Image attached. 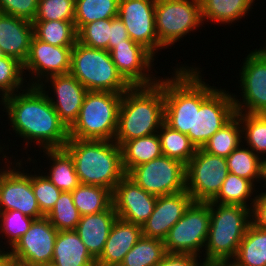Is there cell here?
<instances>
[{
  "instance_id": "obj_4",
  "label": "cell",
  "mask_w": 266,
  "mask_h": 266,
  "mask_svg": "<svg viewBox=\"0 0 266 266\" xmlns=\"http://www.w3.org/2000/svg\"><path fill=\"white\" fill-rule=\"evenodd\" d=\"M164 123V91L157 83L134 86L123 93L114 141H126L158 133Z\"/></svg>"
},
{
  "instance_id": "obj_7",
  "label": "cell",
  "mask_w": 266,
  "mask_h": 266,
  "mask_svg": "<svg viewBox=\"0 0 266 266\" xmlns=\"http://www.w3.org/2000/svg\"><path fill=\"white\" fill-rule=\"evenodd\" d=\"M70 73L88 91L124 93L132 87L118 72L109 51L78 41L71 51Z\"/></svg>"
},
{
  "instance_id": "obj_48",
  "label": "cell",
  "mask_w": 266,
  "mask_h": 266,
  "mask_svg": "<svg viewBox=\"0 0 266 266\" xmlns=\"http://www.w3.org/2000/svg\"><path fill=\"white\" fill-rule=\"evenodd\" d=\"M129 39L127 29L122 20L118 16L112 18L108 51L110 52L116 45L125 44V41Z\"/></svg>"
},
{
  "instance_id": "obj_41",
  "label": "cell",
  "mask_w": 266,
  "mask_h": 266,
  "mask_svg": "<svg viewBox=\"0 0 266 266\" xmlns=\"http://www.w3.org/2000/svg\"><path fill=\"white\" fill-rule=\"evenodd\" d=\"M81 215L74 205L71 192L62 191L46 218L58 230H75Z\"/></svg>"
},
{
  "instance_id": "obj_39",
  "label": "cell",
  "mask_w": 266,
  "mask_h": 266,
  "mask_svg": "<svg viewBox=\"0 0 266 266\" xmlns=\"http://www.w3.org/2000/svg\"><path fill=\"white\" fill-rule=\"evenodd\" d=\"M34 220L16 210L0 212V249L10 250Z\"/></svg>"
},
{
  "instance_id": "obj_42",
  "label": "cell",
  "mask_w": 266,
  "mask_h": 266,
  "mask_svg": "<svg viewBox=\"0 0 266 266\" xmlns=\"http://www.w3.org/2000/svg\"><path fill=\"white\" fill-rule=\"evenodd\" d=\"M32 167V188L41 213L46 217L55 206L61 190L56 188L43 173L31 163ZM35 167V168H34ZM34 172V173H33Z\"/></svg>"
},
{
  "instance_id": "obj_56",
  "label": "cell",
  "mask_w": 266,
  "mask_h": 266,
  "mask_svg": "<svg viewBox=\"0 0 266 266\" xmlns=\"http://www.w3.org/2000/svg\"><path fill=\"white\" fill-rule=\"evenodd\" d=\"M2 56H4V55H3V53L0 51V58H1Z\"/></svg>"
},
{
  "instance_id": "obj_28",
  "label": "cell",
  "mask_w": 266,
  "mask_h": 266,
  "mask_svg": "<svg viewBox=\"0 0 266 266\" xmlns=\"http://www.w3.org/2000/svg\"><path fill=\"white\" fill-rule=\"evenodd\" d=\"M232 266H266V229L252 222L238 247Z\"/></svg>"
},
{
  "instance_id": "obj_24",
  "label": "cell",
  "mask_w": 266,
  "mask_h": 266,
  "mask_svg": "<svg viewBox=\"0 0 266 266\" xmlns=\"http://www.w3.org/2000/svg\"><path fill=\"white\" fill-rule=\"evenodd\" d=\"M142 237V226L117 217L114 221L103 252L96 260V266L121 265L126 254Z\"/></svg>"
},
{
  "instance_id": "obj_52",
  "label": "cell",
  "mask_w": 266,
  "mask_h": 266,
  "mask_svg": "<svg viewBox=\"0 0 266 266\" xmlns=\"http://www.w3.org/2000/svg\"><path fill=\"white\" fill-rule=\"evenodd\" d=\"M204 266H222V263L205 264Z\"/></svg>"
},
{
  "instance_id": "obj_47",
  "label": "cell",
  "mask_w": 266,
  "mask_h": 266,
  "mask_svg": "<svg viewBox=\"0 0 266 266\" xmlns=\"http://www.w3.org/2000/svg\"><path fill=\"white\" fill-rule=\"evenodd\" d=\"M252 223L262 229H266V191H258L251 209Z\"/></svg>"
},
{
  "instance_id": "obj_22",
  "label": "cell",
  "mask_w": 266,
  "mask_h": 266,
  "mask_svg": "<svg viewBox=\"0 0 266 266\" xmlns=\"http://www.w3.org/2000/svg\"><path fill=\"white\" fill-rule=\"evenodd\" d=\"M43 153L41 158H46L44 160V164H48L47 167L38 166V163H41L42 160L39 158L37 160L30 156L28 160L35 164L37 168L43 173V175L49 179L53 185L61 191L72 192L75 190L79 185L78 175L75 171V166L71 155L64 149V148H54V149H43V150H36ZM37 164V165H36ZM45 168L44 170L41 168ZM46 171V172H45Z\"/></svg>"
},
{
  "instance_id": "obj_6",
  "label": "cell",
  "mask_w": 266,
  "mask_h": 266,
  "mask_svg": "<svg viewBox=\"0 0 266 266\" xmlns=\"http://www.w3.org/2000/svg\"><path fill=\"white\" fill-rule=\"evenodd\" d=\"M123 93L88 91L79 115L69 128V138L114 140Z\"/></svg>"
},
{
  "instance_id": "obj_5",
  "label": "cell",
  "mask_w": 266,
  "mask_h": 266,
  "mask_svg": "<svg viewBox=\"0 0 266 266\" xmlns=\"http://www.w3.org/2000/svg\"><path fill=\"white\" fill-rule=\"evenodd\" d=\"M207 203L210 225L203 260L206 264L230 263L252 222L251 209L241 205Z\"/></svg>"
},
{
  "instance_id": "obj_26",
  "label": "cell",
  "mask_w": 266,
  "mask_h": 266,
  "mask_svg": "<svg viewBox=\"0 0 266 266\" xmlns=\"http://www.w3.org/2000/svg\"><path fill=\"white\" fill-rule=\"evenodd\" d=\"M201 15L204 24L231 26L247 19L254 9V0H200ZM251 12V13H249Z\"/></svg>"
},
{
  "instance_id": "obj_19",
  "label": "cell",
  "mask_w": 266,
  "mask_h": 266,
  "mask_svg": "<svg viewBox=\"0 0 266 266\" xmlns=\"http://www.w3.org/2000/svg\"><path fill=\"white\" fill-rule=\"evenodd\" d=\"M38 86L69 129L78 118L88 90L71 73L49 76Z\"/></svg>"
},
{
  "instance_id": "obj_3",
  "label": "cell",
  "mask_w": 266,
  "mask_h": 266,
  "mask_svg": "<svg viewBox=\"0 0 266 266\" xmlns=\"http://www.w3.org/2000/svg\"><path fill=\"white\" fill-rule=\"evenodd\" d=\"M64 149L71 155L80 184L114 191L126 175L121 147L114 140L69 138Z\"/></svg>"
},
{
  "instance_id": "obj_14",
  "label": "cell",
  "mask_w": 266,
  "mask_h": 266,
  "mask_svg": "<svg viewBox=\"0 0 266 266\" xmlns=\"http://www.w3.org/2000/svg\"><path fill=\"white\" fill-rule=\"evenodd\" d=\"M230 88H217L201 106H194L193 144L202 148L205 143L235 115Z\"/></svg>"
},
{
  "instance_id": "obj_1",
  "label": "cell",
  "mask_w": 266,
  "mask_h": 266,
  "mask_svg": "<svg viewBox=\"0 0 266 266\" xmlns=\"http://www.w3.org/2000/svg\"><path fill=\"white\" fill-rule=\"evenodd\" d=\"M0 106L1 114L6 113L0 114V119L6 115L5 121L8 123L5 126L8 124L11 127L5 130L11 135L12 131L14 139L23 140L20 141V146H16L24 147L20 150H25L23 153L28 156L27 158L30 156L28 151L31 152L34 145V149L37 146L38 150H43L64 148L68 142L69 129L60 120L47 95L39 86H27L22 91L6 96L0 101Z\"/></svg>"
},
{
  "instance_id": "obj_35",
  "label": "cell",
  "mask_w": 266,
  "mask_h": 266,
  "mask_svg": "<svg viewBox=\"0 0 266 266\" xmlns=\"http://www.w3.org/2000/svg\"><path fill=\"white\" fill-rule=\"evenodd\" d=\"M118 8L119 0H75L74 25L76 31L95 20L117 17Z\"/></svg>"
},
{
  "instance_id": "obj_49",
  "label": "cell",
  "mask_w": 266,
  "mask_h": 266,
  "mask_svg": "<svg viewBox=\"0 0 266 266\" xmlns=\"http://www.w3.org/2000/svg\"><path fill=\"white\" fill-rule=\"evenodd\" d=\"M7 138H8V141L6 142V139H1L0 140V171L5 167V165H7V163L11 160V159H16V157L17 158H19L20 156L18 155V153H17V155L15 156V155H13L14 153L11 151V150H9V144H10V149H12L11 147L12 146H14V141H13V145H11L12 143V139L10 140L9 138L10 137H8L7 136ZM4 140H5V142H4ZM3 141V142H2ZM11 141V142H10ZM8 142H9V144H8ZM6 147V148H5ZM5 150V151H4ZM9 150V151H8ZM8 151V152H7ZM12 152V155L10 154ZM10 154V155H9ZM2 155V156H1ZM7 155V156H6ZM9 155V156H8ZM2 158V159H1ZM2 161V162H1Z\"/></svg>"
},
{
  "instance_id": "obj_45",
  "label": "cell",
  "mask_w": 266,
  "mask_h": 266,
  "mask_svg": "<svg viewBox=\"0 0 266 266\" xmlns=\"http://www.w3.org/2000/svg\"><path fill=\"white\" fill-rule=\"evenodd\" d=\"M38 0H0V13L33 22Z\"/></svg>"
},
{
  "instance_id": "obj_17",
  "label": "cell",
  "mask_w": 266,
  "mask_h": 266,
  "mask_svg": "<svg viewBox=\"0 0 266 266\" xmlns=\"http://www.w3.org/2000/svg\"><path fill=\"white\" fill-rule=\"evenodd\" d=\"M58 230L46 218L35 219L29 230L10 249L16 266L52 263Z\"/></svg>"
},
{
  "instance_id": "obj_12",
  "label": "cell",
  "mask_w": 266,
  "mask_h": 266,
  "mask_svg": "<svg viewBox=\"0 0 266 266\" xmlns=\"http://www.w3.org/2000/svg\"><path fill=\"white\" fill-rule=\"evenodd\" d=\"M146 192L163 196L186 191V165L161 156L134 167L127 174Z\"/></svg>"
},
{
  "instance_id": "obj_16",
  "label": "cell",
  "mask_w": 266,
  "mask_h": 266,
  "mask_svg": "<svg viewBox=\"0 0 266 266\" xmlns=\"http://www.w3.org/2000/svg\"><path fill=\"white\" fill-rule=\"evenodd\" d=\"M110 54L118 72L132 87L158 83L161 76L155 70L157 58L141 44L129 39L125 44L116 45Z\"/></svg>"
},
{
  "instance_id": "obj_31",
  "label": "cell",
  "mask_w": 266,
  "mask_h": 266,
  "mask_svg": "<svg viewBox=\"0 0 266 266\" xmlns=\"http://www.w3.org/2000/svg\"><path fill=\"white\" fill-rule=\"evenodd\" d=\"M71 194L81 216L103 212L113 205V191L101 186L80 184Z\"/></svg>"
},
{
  "instance_id": "obj_2",
  "label": "cell",
  "mask_w": 266,
  "mask_h": 266,
  "mask_svg": "<svg viewBox=\"0 0 266 266\" xmlns=\"http://www.w3.org/2000/svg\"><path fill=\"white\" fill-rule=\"evenodd\" d=\"M165 76L163 69L158 84L164 91V123L170 128L187 134L193 143L194 106L201 104L219 87L208 83L202 72L205 67L179 62L171 66ZM173 71V72H172ZM206 80V81H205ZM210 84V85H209ZM214 85V86H213Z\"/></svg>"
},
{
  "instance_id": "obj_23",
  "label": "cell",
  "mask_w": 266,
  "mask_h": 266,
  "mask_svg": "<svg viewBox=\"0 0 266 266\" xmlns=\"http://www.w3.org/2000/svg\"><path fill=\"white\" fill-rule=\"evenodd\" d=\"M31 21L0 13V51L24 64L33 37Z\"/></svg>"
},
{
  "instance_id": "obj_25",
  "label": "cell",
  "mask_w": 266,
  "mask_h": 266,
  "mask_svg": "<svg viewBox=\"0 0 266 266\" xmlns=\"http://www.w3.org/2000/svg\"><path fill=\"white\" fill-rule=\"evenodd\" d=\"M116 219L117 214L113 205L103 212L80 217L75 231L95 260L103 252L110 229Z\"/></svg>"
},
{
  "instance_id": "obj_36",
  "label": "cell",
  "mask_w": 266,
  "mask_h": 266,
  "mask_svg": "<svg viewBox=\"0 0 266 266\" xmlns=\"http://www.w3.org/2000/svg\"><path fill=\"white\" fill-rule=\"evenodd\" d=\"M229 173L252 181L257 187L260 181L261 158L241 143L227 158Z\"/></svg>"
},
{
  "instance_id": "obj_53",
  "label": "cell",
  "mask_w": 266,
  "mask_h": 266,
  "mask_svg": "<svg viewBox=\"0 0 266 266\" xmlns=\"http://www.w3.org/2000/svg\"><path fill=\"white\" fill-rule=\"evenodd\" d=\"M37 266H55L53 263L39 264Z\"/></svg>"
},
{
  "instance_id": "obj_50",
  "label": "cell",
  "mask_w": 266,
  "mask_h": 266,
  "mask_svg": "<svg viewBox=\"0 0 266 266\" xmlns=\"http://www.w3.org/2000/svg\"><path fill=\"white\" fill-rule=\"evenodd\" d=\"M0 266H16L10 250L0 249Z\"/></svg>"
},
{
  "instance_id": "obj_43",
  "label": "cell",
  "mask_w": 266,
  "mask_h": 266,
  "mask_svg": "<svg viewBox=\"0 0 266 266\" xmlns=\"http://www.w3.org/2000/svg\"><path fill=\"white\" fill-rule=\"evenodd\" d=\"M111 19L95 20L77 31V41L88 47L108 51Z\"/></svg>"
},
{
  "instance_id": "obj_11",
  "label": "cell",
  "mask_w": 266,
  "mask_h": 266,
  "mask_svg": "<svg viewBox=\"0 0 266 266\" xmlns=\"http://www.w3.org/2000/svg\"><path fill=\"white\" fill-rule=\"evenodd\" d=\"M209 225V204L192 202L163 240L166 253L191 254L203 259Z\"/></svg>"
},
{
  "instance_id": "obj_30",
  "label": "cell",
  "mask_w": 266,
  "mask_h": 266,
  "mask_svg": "<svg viewBox=\"0 0 266 266\" xmlns=\"http://www.w3.org/2000/svg\"><path fill=\"white\" fill-rule=\"evenodd\" d=\"M256 187L252 181L228 173L218 194L210 202L241 205L252 209L258 193Z\"/></svg>"
},
{
  "instance_id": "obj_51",
  "label": "cell",
  "mask_w": 266,
  "mask_h": 266,
  "mask_svg": "<svg viewBox=\"0 0 266 266\" xmlns=\"http://www.w3.org/2000/svg\"><path fill=\"white\" fill-rule=\"evenodd\" d=\"M257 188L258 191H266V157L261 158L260 181Z\"/></svg>"
},
{
  "instance_id": "obj_29",
  "label": "cell",
  "mask_w": 266,
  "mask_h": 266,
  "mask_svg": "<svg viewBox=\"0 0 266 266\" xmlns=\"http://www.w3.org/2000/svg\"><path fill=\"white\" fill-rule=\"evenodd\" d=\"M122 166L126 174L134 167L162 156L158 134L134 138L121 146Z\"/></svg>"
},
{
  "instance_id": "obj_33",
  "label": "cell",
  "mask_w": 266,
  "mask_h": 266,
  "mask_svg": "<svg viewBox=\"0 0 266 266\" xmlns=\"http://www.w3.org/2000/svg\"><path fill=\"white\" fill-rule=\"evenodd\" d=\"M241 143H243L242 126L239 117L235 115L201 149L207 153L227 158Z\"/></svg>"
},
{
  "instance_id": "obj_46",
  "label": "cell",
  "mask_w": 266,
  "mask_h": 266,
  "mask_svg": "<svg viewBox=\"0 0 266 266\" xmlns=\"http://www.w3.org/2000/svg\"><path fill=\"white\" fill-rule=\"evenodd\" d=\"M204 260L196 255L166 253L156 266H204Z\"/></svg>"
},
{
  "instance_id": "obj_40",
  "label": "cell",
  "mask_w": 266,
  "mask_h": 266,
  "mask_svg": "<svg viewBox=\"0 0 266 266\" xmlns=\"http://www.w3.org/2000/svg\"><path fill=\"white\" fill-rule=\"evenodd\" d=\"M27 86L23 64L16 58L2 56L0 58V101L6 96L24 90Z\"/></svg>"
},
{
  "instance_id": "obj_8",
  "label": "cell",
  "mask_w": 266,
  "mask_h": 266,
  "mask_svg": "<svg viewBox=\"0 0 266 266\" xmlns=\"http://www.w3.org/2000/svg\"><path fill=\"white\" fill-rule=\"evenodd\" d=\"M155 24L160 54L174 49L191 32L204 29L200 0H156Z\"/></svg>"
},
{
  "instance_id": "obj_13",
  "label": "cell",
  "mask_w": 266,
  "mask_h": 266,
  "mask_svg": "<svg viewBox=\"0 0 266 266\" xmlns=\"http://www.w3.org/2000/svg\"><path fill=\"white\" fill-rule=\"evenodd\" d=\"M228 173L226 158L197 148L186 164V191L193 202L211 201L218 194Z\"/></svg>"
},
{
  "instance_id": "obj_10",
  "label": "cell",
  "mask_w": 266,
  "mask_h": 266,
  "mask_svg": "<svg viewBox=\"0 0 266 266\" xmlns=\"http://www.w3.org/2000/svg\"><path fill=\"white\" fill-rule=\"evenodd\" d=\"M247 53L236 76L240 93H232L235 112L266 114V48L261 42L260 48Z\"/></svg>"
},
{
  "instance_id": "obj_15",
  "label": "cell",
  "mask_w": 266,
  "mask_h": 266,
  "mask_svg": "<svg viewBox=\"0 0 266 266\" xmlns=\"http://www.w3.org/2000/svg\"><path fill=\"white\" fill-rule=\"evenodd\" d=\"M72 48L54 46L33 36L28 57L23 64L28 86H38L49 76L70 73Z\"/></svg>"
},
{
  "instance_id": "obj_34",
  "label": "cell",
  "mask_w": 266,
  "mask_h": 266,
  "mask_svg": "<svg viewBox=\"0 0 266 266\" xmlns=\"http://www.w3.org/2000/svg\"><path fill=\"white\" fill-rule=\"evenodd\" d=\"M157 134L163 156L177 159L186 165L195 155L197 148L187 134L174 130L165 123L162 124Z\"/></svg>"
},
{
  "instance_id": "obj_55",
  "label": "cell",
  "mask_w": 266,
  "mask_h": 266,
  "mask_svg": "<svg viewBox=\"0 0 266 266\" xmlns=\"http://www.w3.org/2000/svg\"><path fill=\"white\" fill-rule=\"evenodd\" d=\"M264 34H266V32ZM262 45L266 48V38H265V42L263 41Z\"/></svg>"
},
{
  "instance_id": "obj_21",
  "label": "cell",
  "mask_w": 266,
  "mask_h": 266,
  "mask_svg": "<svg viewBox=\"0 0 266 266\" xmlns=\"http://www.w3.org/2000/svg\"><path fill=\"white\" fill-rule=\"evenodd\" d=\"M192 202L187 191L158 196L152 214L142 225V236L163 241Z\"/></svg>"
},
{
  "instance_id": "obj_38",
  "label": "cell",
  "mask_w": 266,
  "mask_h": 266,
  "mask_svg": "<svg viewBox=\"0 0 266 266\" xmlns=\"http://www.w3.org/2000/svg\"><path fill=\"white\" fill-rule=\"evenodd\" d=\"M165 254V245L162 240L142 236L126 254L121 265L156 266Z\"/></svg>"
},
{
  "instance_id": "obj_32",
  "label": "cell",
  "mask_w": 266,
  "mask_h": 266,
  "mask_svg": "<svg viewBox=\"0 0 266 266\" xmlns=\"http://www.w3.org/2000/svg\"><path fill=\"white\" fill-rule=\"evenodd\" d=\"M33 35L54 46H74L77 31L74 21H33Z\"/></svg>"
},
{
  "instance_id": "obj_44",
  "label": "cell",
  "mask_w": 266,
  "mask_h": 266,
  "mask_svg": "<svg viewBox=\"0 0 266 266\" xmlns=\"http://www.w3.org/2000/svg\"><path fill=\"white\" fill-rule=\"evenodd\" d=\"M75 0H38L33 21H74Z\"/></svg>"
},
{
  "instance_id": "obj_27",
  "label": "cell",
  "mask_w": 266,
  "mask_h": 266,
  "mask_svg": "<svg viewBox=\"0 0 266 266\" xmlns=\"http://www.w3.org/2000/svg\"><path fill=\"white\" fill-rule=\"evenodd\" d=\"M52 263L55 266H96V260L75 230L58 231Z\"/></svg>"
},
{
  "instance_id": "obj_37",
  "label": "cell",
  "mask_w": 266,
  "mask_h": 266,
  "mask_svg": "<svg viewBox=\"0 0 266 266\" xmlns=\"http://www.w3.org/2000/svg\"><path fill=\"white\" fill-rule=\"evenodd\" d=\"M243 143L260 158L266 157V114L236 113Z\"/></svg>"
},
{
  "instance_id": "obj_54",
  "label": "cell",
  "mask_w": 266,
  "mask_h": 266,
  "mask_svg": "<svg viewBox=\"0 0 266 266\" xmlns=\"http://www.w3.org/2000/svg\"><path fill=\"white\" fill-rule=\"evenodd\" d=\"M222 266H232L230 263H222Z\"/></svg>"
},
{
  "instance_id": "obj_18",
  "label": "cell",
  "mask_w": 266,
  "mask_h": 266,
  "mask_svg": "<svg viewBox=\"0 0 266 266\" xmlns=\"http://www.w3.org/2000/svg\"><path fill=\"white\" fill-rule=\"evenodd\" d=\"M156 0H119L118 17L129 38L144 46L156 58L160 56L155 24Z\"/></svg>"
},
{
  "instance_id": "obj_9",
  "label": "cell",
  "mask_w": 266,
  "mask_h": 266,
  "mask_svg": "<svg viewBox=\"0 0 266 266\" xmlns=\"http://www.w3.org/2000/svg\"><path fill=\"white\" fill-rule=\"evenodd\" d=\"M22 156L21 159H11L0 171V212L16 210L30 218L40 219L45 216L33 193L32 169L27 168L32 167L31 162Z\"/></svg>"
},
{
  "instance_id": "obj_20",
  "label": "cell",
  "mask_w": 266,
  "mask_h": 266,
  "mask_svg": "<svg viewBox=\"0 0 266 266\" xmlns=\"http://www.w3.org/2000/svg\"><path fill=\"white\" fill-rule=\"evenodd\" d=\"M157 197L126 174L113 191V206L118 218L142 226L152 214Z\"/></svg>"
}]
</instances>
